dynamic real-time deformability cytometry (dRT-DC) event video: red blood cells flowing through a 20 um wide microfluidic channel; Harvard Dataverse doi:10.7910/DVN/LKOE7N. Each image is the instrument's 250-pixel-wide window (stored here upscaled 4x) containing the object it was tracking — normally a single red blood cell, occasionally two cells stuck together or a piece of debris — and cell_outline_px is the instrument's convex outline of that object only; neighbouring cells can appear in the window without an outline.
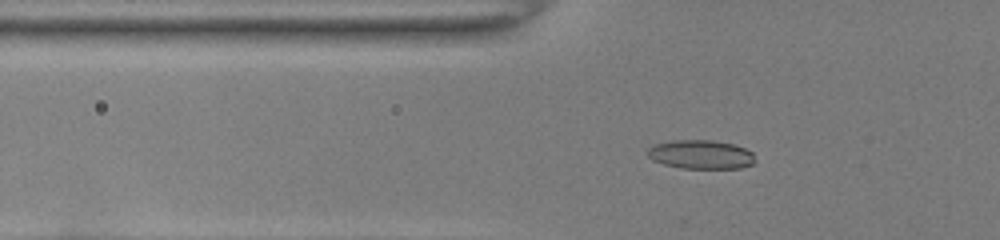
{"species": "common noctule bat (a hibernating species)", "species_latin": "Nyctalus noctula", "temperature_condition": "room temperature", "stored_images_in_passage": 35, "camera_frame_rate_fps": 3000, "um_per_image_px": 0.085, "animal": {"sex": "female", "body_mass_g": 22.0, "forearm_length_mm": 56.7}, "frame": {"image": 1, "passage_image": 4, "time_ms": 1.0, "image_size_px": [1000, 240], "cell_outline_px": [[752, 164], [740, 168], [684, 168], [664, 164], [652, 160], [644, 152], [652, 144], [672, 140], [712, 140], [732, 144], [744, 148], [752, 152]], "centroid_in_image_um": [59.48, 13.12], "position_along_channel_um": 66.3, "area_um2": 18.03}}
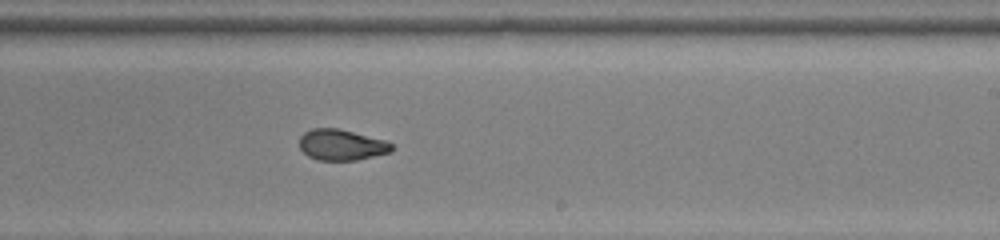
{"frame": {"image": 2, "passage_image": 19, "time_ms": 6.0, "image_size_px": [1000, 240], "cell_outline_px": [[392, 148], [388, 152], [356, 160], [316, 160], [308, 156], [300, 148], [300, 136], [304, 132], [312, 128], [340, 128], [384, 140], [392, 144]], "centroid_in_image_um": [28.97, 12.3], "position_along_channel_um": 260.0, "area_um2": 16.47}}
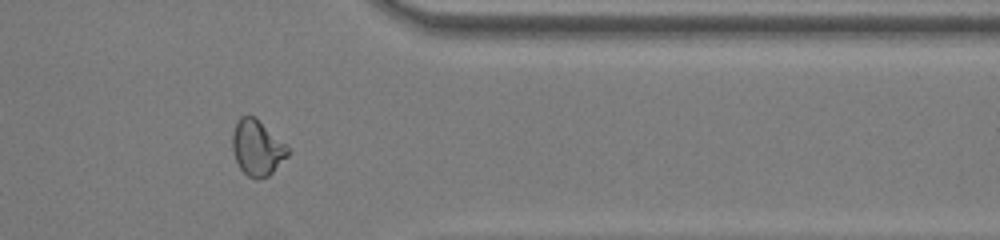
{"frame": {"image": 3, "passage_image": 29, "time_ms": 9.333, "image_size_px": [1000, 240], "cell_outline_px": [[288, 156], [268, 176], [260, 180], [256, 180], [248, 176], [240, 168], [236, 160], [232, 148], [232, 132], [240, 116], [256, 116], [288, 148]], "centroid_in_image_um": [21.83, 12.57], "position_along_channel_um": 389.6, "area_um2": 17.8}}